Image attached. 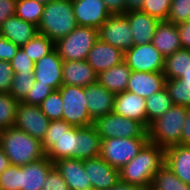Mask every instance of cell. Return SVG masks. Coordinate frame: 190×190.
<instances>
[{
    "label": "cell",
    "mask_w": 190,
    "mask_h": 190,
    "mask_svg": "<svg viewBox=\"0 0 190 190\" xmlns=\"http://www.w3.org/2000/svg\"><path fill=\"white\" fill-rule=\"evenodd\" d=\"M164 162L165 149L148 141L129 163L119 169L120 181L149 190L154 174Z\"/></svg>",
    "instance_id": "6da1fadb"
},
{
    "label": "cell",
    "mask_w": 190,
    "mask_h": 190,
    "mask_svg": "<svg viewBox=\"0 0 190 190\" xmlns=\"http://www.w3.org/2000/svg\"><path fill=\"white\" fill-rule=\"evenodd\" d=\"M0 148L11 165L22 166L43 158L42 142L17 127L0 131Z\"/></svg>",
    "instance_id": "7a4b0ae2"
},
{
    "label": "cell",
    "mask_w": 190,
    "mask_h": 190,
    "mask_svg": "<svg viewBox=\"0 0 190 190\" xmlns=\"http://www.w3.org/2000/svg\"><path fill=\"white\" fill-rule=\"evenodd\" d=\"M72 0H52L45 4L38 33L47 36L54 43L75 29Z\"/></svg>",
    "instance_id": "3957f363"
},
{
    "label": "cell",
    "mask_w": 190,
    "mask_h": 190,
    "mask_svg": "<svg viewBox=\"0 0 190 190\" xmlns=\"http://www.w3.org/2000/svg\"><path fill=\"white\" fill-rule=\"evenodd\" d=\"M77 127L61 120L50 121L42 149L53 163L63 158H76Z\"/></svg>",
    "instance_id": "277c9868"
},
{
    "label": "cell",
    "mask_w": 190,
    "mask_h": 190,
    "mask_svg": "<svg viewBox=\"0 0 190 190\" xmlns=\"http://www.w3.org/2000/svg\"><path fill=\"white\" fill-rule=\"evenodd\" d=\"M188 107L174 105L149 124L148 140L164 149L179 145Z\"/></svg>",
    "instance_id": "5b68a950"
},
{
    "label": "cell",
    "mask_w": 190,
    "mask_h": 190,
    "mask_svg": "<svg viewBox=\"0 0 190 190\" xmlns=\"http://www.w3.org/2000/svg\"><path fill=\"white\" fill-rule=\"evenodd\" d=\"M99 39V29L77 25L67 36L54 43V49L63 61L86 60Z\"/></svg>",
    "instance_id": "8992f818"
},
{
    "label": "cell",
    "mask_w": 190,
    "mask_h": 190,
    "mask_svg": "<svg viewBox=\"0 0 190 190\" xmlns=\"http://www.w3.org/2000/svg\"><path fill=\"white\" fill-rule=\"evenodd\" d=\"M93 125L102 139H148V129L141 122L125 118L114 112L98 117L94 120Z\"/></svg>",
    "instance_id": "52a82bcc"
},
{
    "label": "cell",
    "mask_w": 190,
    "mask_h": 190,
    "mask_svg": "<svg viewBox=\"0 0 190 190\" xmlns=\"http://www.w3.org/2000/svg\"><path fill=\"white\" fill-rule=\"evenodd\" d=\"M58 91L63 101V120L74 127L93 125L89 115L84 87L76 85H62Z\"/></svg>",
    "instance_id": "ba28073f"
},
{
    "label": "cell",
    "mask_w": 190,
    "mask_h": 190,
    "mask_svg": "<svg viewBox=\"0 0 190 190\" xmlns=\"http://www.w3.org/2000/svg\"><path fill=\"white\" fill-rule=\"evenodd\" d=\"M148 141V139L138 138L102 139L100 157L112 167L121 169L138 154Z\"/></svg>",
    "instance_id": "9c48e42d"
},
{
    "label": "cell",
    "mask_w": 190,
    "mask_h": 190,
    "mask_svg": "<svg viewBox=\"0 0 190 190\" xmlns=\"http://www.w3.org/2000/svg\"><path fill=\"white\" fill-rule=\"evenodd\" d=\"M99 39L123 53L134 46L131 28L124 14L111 15L99 28Z\"/></svg>",
    "instance_id": "30bf717a"
},
{
    "label": "cell",
    "mask_w": 190,
    "mask_h": 190,
    "mask_svg": "<svg viewBox=\"0 0 190 190\" xmlns=\"http://www.w3.org/2000/svg\"><path fill=\"white\" fill-rule=\"evenodd\" d=\"M49 123L50 120L43 114L39 105L18 102L14 127L23 130L42 142L46 136Z\"/></svg>",
    "instance_id": "8fae6325"
},
{
    "label": "cell",
    "mask_w": 190,
    "mask_h": 190,
    "mask_svg": "<svg viewBox=\"0 0 190 190\" xmlns=\"http://www.w3.org/2000/svg\"><path fill=\"white\" fill-rule=\"evenodd\" d=\"M124 61L132 71L163 72L164 57L152 43L134 45L124 53Z\"/></svg>",
    "instance_id": "7c38bea8"
},
{
    "label": "cell",
    "mask_w": 190,
    "mask_h": 190,
    "mask_svg": "<svg viewBox=\"0 0 190 190\" xmlns=\"http://www.w3.org/2000/svg\"><path fill=\"white\" fill-rule=\"evenodd\" d=\"M72 6L79 26L99 29L111 16L103 0H73Z\"/></svg>",
    "instance_id": "4fadbf2b"
},
{
    "label": "cell",
    "mask_w": 190,
    "mask_h": 190,
    "mask_svg": "<svg viewBox=\"0 0 190 190\" xmlns=\"http://www.w3.org/2000/svg\"><path fill=\"white\" fill-rule=\"evenodd\" d=\"M84 169L93 190H107L120 181L119 169L112 167L100 156L84 160Z\"/></svg>",
    "instance_id": "5bb4252c"
},
{
    "label": "cell",
    "mask_w": 190,
    "mask_h": 190,
    "mask_svg": "<svg viewBox=\"0 0 190 190\" xmlns=\"http://www.w3.org/2000/svg\"><path fill=\"white\" fill-rule=\"evenodd\" d=\"M62 66L63 60L54 49L35 63V82L50 85L54 90H58L63 85Z\"/></svg>",
    "instance_id": "9a60e30c"
},
{
    "label": "cell",
    "mask_w": 190,
    "mask_h": 190,
    "mask_svg": "<svg viewBox=\"0 0 190 190\" xmlns=\"http://www.w3.org/2000/svg\"><path fill=\"white\" fill-rule=\"evenodd\" d=\"M86 61L99 75L124 61V53L117 47L98 39L88 53Z\"/></svg>",
    "instance_id": "2e32d148"
},
{
    "label": "cell",
    "mask_w": 190,
    "mask_h": 190,
    "mask_svg": "<svg viewBox=\"0 0 190 190\" xmlns=\"http://www.w3.org/2000/svg\"><path fill=\"white\" fill-rule=\"evenodd\" d=\"M84 94L87 109L93 121L113 112L115 94L103 87L98 81L84 87Z\"/></svg>",
    "instance_id": "e0dca14e"
},
{
    "label": "cell",
    "mask_w": 190,
    "mask_h": 190,
    "mask_svg": "<svg viewBox=\"0 0 190 190\" xmlns=\"http://www.w3.org/2000/svg\"><path fill=\"white\" fill-rule=\"evenodd\" d=\"M54 166L60 172L70 190H93L84 169V160L63 158L54 162Z\"/></svg>",
    "instance_id": "ac0fdd59"
},
{
    "label": "cell",
    "mask_w": 190,
    "mask_h": 190,
    "mask_svg": "<svg viewBox=\"0 0 190 190\" xmlns=\"http://www.w3.org/2000/svg\"><path fill=\"white\" fill-rule=\"evenodd\" d=\"M54 163L46 157L20 166V190H42L48 172Z\"/></svg>",
    "instance_id": "d6986e66"
},
{
    "label": "cell",
    "mask_w": 190,
    "mask_h": 190,
    "mask_svg": "<svg viewBox=\"0 0 190 190\" xmlns=\"http://www.w3.org/2000/svg\"><path fill=\"white\" fill-rule=\"evenodd\" d=\"M124 15L128 19L134 45L151 43L160 20L141 10L127 11Z\"/></svg>",
    "instance_id": "ffe728a7"
},
{
    "label": "cell",
    "mask_w": 190,
    "mask_h": 190,
    "mask_svg": "<svg viewBox=\"0 0 190 190\" xmlns=\"http://www.w3.org/2000/svg\"><path fill=\"white\" fill-rule=\"evenodd\" d=\"M166 77L162 72L132 71L127 91L147 99L165 87Z\"/></svg>",
    "instance_id": "44dd1931"
},
{
    "label": "cell",
    "mask_w": 190,
    "mask_h": 190,
    "mask_svg": "<svg viewBox=\"0 0 190 190\" xmlns=\"http://www.w3.org/2000/svg\"><path fill=\"white\" fill-rule=\"evenodd\" d=\"M113 112L141 122L146 127V102L143 97L125 90L115 95Z\"/></svg>",
    "instance_id": "7402d4cb"
},
{
    "label": "cell",
    "mask_w": 190,
    "mask_h": 190,
    "mask_svg": "<svg viewBox=\"0 0 190 190\" xmlns=\"http://www.w3.org/2000/svg\"><path fill=\"white\" fill-rule=\"evenodd\" d=\"M38 33L35 24L13 15L0 25V36L7 38L19 47L25 45Z\"/></svg>",
    "instance_id": "603a6c76"
},
{
    "label": "cell",
    "mask_w": 190,
    "mask_h": 190,
    "mask_svg": "<svg viewBox=\"0 0 190 190\" xmlns=\"http://www.w3.org/2000/svg\"><path fill=\"white\" fill-rule=\"evenodd\" d=\"M63 85L86 87L97 82V74L86 60L63 61Z\"/></svg>",
    "instance_id": "cb8c5ba5"
},
{
    "label": "cell",
    "mask_w": 190,
    "mask_h": 190,
    "mask_svg": "<svg viewBox=\"0 0 190 190\" xmlns=\"http://www.w3.org/2000/svg\"><path fill=\"white\" fill-rule=\"evenodd\" d=\"M151 43L164 58L182 49L177 26L169 21H160Z\"/></svg>",
    "instance_id": "d4e9b609"
},
{
    "label": "cell",
    "mask_w": 190,
    "mask_h": 190,
    "mask_svg": "<svg viewBox=\"0 0 190 190\" xmlns=\"http://www.w3.org/2000/svg\"><path fill=\"white\" fill-rule=\"evenodd\" d=\"M164 164L181 181L190 185V146L174 145L166 148Z\"/></svg>",
    "instance_id": "484cf974"
},
{
    "label": "cell",
    "mask_w": 190,
    "mask_h": 190,
    "mask_svg": "<svg viewBox=\"0 0 190 190\" xmlns=\"http://www.w3.org/2000/svg\"><path fill=\"white\" fill-rule=\"evenodd\" d=\"M76 159L86 160L100 156L102 138L94 125L77 127Z\"/></svg>",
    "instance_id": "4316f807"
},
{
    "label": "cell",
    "mask_w": 190,
    "mask_h": 190,
    "mask_svg": "<svg viewBox=\"0 0 190 190\" xmlns=\"http://www.w3.org/2000/svg\"><path fill=\"white\" fill-rule=\"evenodd\" d=\"M132 70L125 61L101 72L97 81L113 94H119L127 89Z\"/></svg>",
    "instance_id": "83f0119b"
},
{
    "label": "cell",
    "mask_w": 190,
    "mask_h": 190,
    "mask_svg": "<svg viewBox=\"0 0 190 190\" xmlns=\"http://www.w3.org/2000/svg\"><path fill=\"white\" fill-rule=\"evenodd\" d=\"M146 102V128L158 117L164 115L171 107L174 106L171 97L168 95L165 87L154 93Z\"/></svg>",
    "instance_id": "f1b7e54d"
},
{
    "label": "cell",
    "mask_w": 190,
    "mask_h": 190,
    "mask_svg": "<svg viewBox=\"0 0 190 190\" xmlns=\"http://www.w3.org/2000/svg\"><path fill=\"white\" fill-rule=\"evenodd\" d=\"M190 64V49L182 48L164 58L163 74L166 79H179Z\"/></svg>",
    "instance_id": "f546056e"
},
{
    "label": "cell",
    "mask_w": 190,
    "mask_h": 190,
    "mask_svg": "<svg viewBox=\"0 0 190 190\" xmlns=\"http://www.w3.org/2000/svg\"><path fill=\"white\" fill-rule=\"evenodd\" d=\"M149 190H190L165 164L154 174Z\"/></svg>",
    "instance_id": "4dcf8cb0"
},
{
    "label": "cell",
    "mask_w": 190,
    "mask_h": 190,
    "mask_svg": "<svg viewBox=\"0 0 190 190\" xmlns=\"http://www.w3.org/2000/svg\"><path fill=\"white\" fill-rule=\"evenodd\" d=\"M21 48L36 63L43 56L48 55L54 50V42L47 36L37 33L30 41L21 46Z\"/></svg>",
    "instance_id": "1f68e13d"
},
{
    "label": "cell",
    "mask_w": 190,
    "mask_h": 190,
    "mask_svg": "<svg viewBox=\"0 0 190 190\" xmlns=\"http://www.w3.org/2000/svg\"><path fill=\"white\" fill-rule=\"evenodd\" d=\"M165 89L174 105L190 108V82L179 79H166Z\"/></svg>",
    "instance_id": "d6a6232c"
},
{
    "label": "cell",
    "mask_w": 190,
    "mask_h": 190,
    "mask_svg": "<svg viewBox=\"0 0 190 190\" xmlns=\"http://www.w3.org/2000/svg\"><path fill=\"white\" fill-rule=\"evenodd\" d=\"M44 6V4L35 0H17L15 15L38 26L43 15Z\"/></svg>",
    "instance_id": "836d02e7"
},
{
    "label": "cell",
    "mask_w": 190,
    "mask_h": 190,
    "mask_svg": "<svg viewBox=\"0 0 190 190\" xmlns=\"http://www.w3.org/2000/svg\"><path fill=\"white\" fill-rule=\"evenodd\" d=\"M34 84V73H14L9 94L18 102H22Z\"/></svg>",
    "instance_id": "e575fe53"
},
{
    "label": "cell",
    "mask_w": 190,
    "mask_h": 190,
    "mask_svg": "<svg viewBox=\"0 0 190 190\" xmlns=\"http://www.w3.org/2000/svg\"><path fill=\"white\" fill-rule=\"evenodd\" d=\"M18 101L9 93H0V131L14 125Z\"/></svg>",
    "instance_id": "d590c367"
},
{
    "label": "cell",
    "mask_w": 190,
    "mask_h": 190,
    "mask_svg": "<svg viewBox=\"0 0 190 190\" xmlns=\"http://www.w3.org/2000/svg\"><path fill=\"white\" fill-rule=\"evenodd\" d=\"M63 104L60 92L54 90L39 106L43 114L53 121L63 119Z\"/></svg>",
    "instance_id": "8d00e7d4"
},
{
    "label": "cell",
    "mask_w": 190,
    "mask_h": 190,
    "mask_svg": "<svg viewBox=\"0 0 190 190\" xmlns=\"http://www.w3.org/2000/svg\"><path fill=\"white\" fill-rule=\"evenodd\" d=\"M172 0H144L141 11L160 21H167Z\"/></svg>",
    "instance_id": "74e56055"
},
{
    "label": "cell",
    "mask_w": 190,
    "mask_h": 190,
    "mask_svg": "<svg viewBox=\"0 0 190 190\" xmlns=\"http://www.w3.org/2000/svg\"><path fill=\"white\" fill-rule=\"evenodd\" d=\"M167 21L175 25L190 21V0H172Z\"/></svg>",
    "instance_id": "f35d334b"
},
{
    "label": "cell",
    "mask_w": 190,
    "mask_h": 190,
    "mask_svg": "<svg viewBox=\"0 0 190 190\" xmlns=\"http://www.w3.org/2000/svg\"><path fill=\"white\" fill-rule=\"evenodd\" d=\"M0 190H20V166L10 165L0 174Z\"/></svg>",
    "instance_id": "ab89813d"
},
{
    "label": "cell",
    "mask_w": 190,
    "mask_h": 190,
    "mask_svg": "<svg viewBox=\"0 0 190 190\" xmlns=\"http://www.w3.org/2000/svg\"><path fill=\"white\" fill-rule=\"evenodd\" d=\"M53 91L54 89L50 85L35 82L22 102L28 105H40Z\"/></svg>",
    "instance_id": "60d3db41"
},
{
    "label": "cell",
    "mask_w": 190,
    "mask_h": 190,
    "mask_svg": "<svg viewBox=\"0 0 190 190\" xmlns=\"http://www.w3.org/2000/svg\"><path fill=\"white\" fill-rule=\"evenodd\" d=\"M10 64L14 73H34L35 62L27 56L21 47L10 61Z\"/></svg>",
    "instance_id": "b9f144b4"
},
{
    "label": "cell",
    "mask_w": 190,
    "mask_h": 190,
    "mask_svg": "<svg viewBox=\"0 0 190 190\" xmlns=\"http://www.w3.org/2000/svg\"><path fill=\"white\" fill-rule=\"evenodd\" d=\"M42 190H70L60 172L54 166L47 174Z\"/></svg>",
    "instance_id": "7bdbcfd3"
},
{
    "label": "cell",
    "mask_w": 190,
    "mask_h": 190,
    "mask_svg": "<svg viewBox=\"0 0 190 190\" xmlns=\"http://www.w3.org/2000/svg\"><path fill=\"white\" fill-rule=\"evenodd\" d=\"M14 78L10 62L0 60V93H9Z\"/></svg>",
    "instance_id": "ee69618b"
},
{
    "label": "cell",
    "mask_w": 190,
    "mask_h": 190,
    "mask_svg": "<svg viewBox=\"0 0 190 190\" xmlns=\"http://www.w3.org/2000/svg\"><path fill=\"white\" fill-rule=\"evenodd\" d=\"M20 47L0 36V60L10 62Z\"/></svg>",
    "instance_id": "f6af8a7d"
},
{
    "label": "cell",
    "mask_w": 190,
    "mask_h": 190,
    "mask_svg": "<svg viewBox=\"0 0 190 190\" xmlns=\"http://www.w3.org/2000/svg\"><path fill=\"white\" fill-rule=\"evenodd\" d=\"M17 0H0V25L15 15Z\"/></svg>",
    "instance_id": "bcb514c9"
},
{
    "label": "cell",
    "mask_w": 190,
    "mask_h": 190,
    "mask_svg": "<svg viewBox=\"0 0 190 190\" xmlns=\"http://www.w3.org/2000/svg\"><path fill=\"white\" fill-rule=\"evenodd\" d=\"M180 35L182 48L190 49V21L176 25Z\"/></svg>",
    "instance_id": "7dc6e473"
},
{
    "label": "cell",
    "mask_w": 190,
    "mask_h": 190,
    "mask_svg": "<svg viewBox=\"0 0 190 190\" xmlns=\"http://www.w3.org/2000/svg\"><path fill=\"white\" fill-rule=\"evenodd\" d=\"M111 15L126 13V0H103Z\"/></svg>",
    "instance_id": "c3c4849f"
},
{
    "label": "cell",
    "mask_w": 190,
    "mask_h": 190,
    "mask_svg": "<svg viewBox=\"0 0 190 190\" xmlns=\"http://www.w3.org/2000/svg\"><path fill=\"white\" fill-rule=\"evenodd\" d=\"M179 145L190 146V108L186 114V121L181 133V141Z\"/></svg>",
    "instance_id": "681fc988"
},
{
    "label": "cell",
    "mask_w": 190,
    "mask_h": 190,
    "mask_svg": "<svg viewBox=\"0 0 190 190\" xmlns=\"http://www.w3.org/2000/svg\"><path fill=\"white\" fill-rule=\"evenodd\" d=\"M107 190H146V189L134 184H128V183L119 181L115 186H112L111 188Z\"/></svg>",
    "instance_id": "f907efd6"
},
{
    "label": "cell",
    "mask_w": 190,
    "mask_h": 190,
    "mask_svg": "<svg viewBox=\"0 0 190 190\" xmlns=\"http://www.w3.org/2000/svg\"><path fill=\"white\" fill-rule=\"evenodd\" d=\"M144 0H126V12L127 11H138L141 10Z\"/></svg>",
    "instance_id": "816d5d0a"
},
{
    "label": "cell",
    "mask_w": 190,
    "mask_h": 190,
    "mask_svg": "<svg viewBox=\"0 0 190 190\" xmlns=\"http://www.w3.org/2000/svg\"><path fill=\"white\" fill-rule=\"evenodd\" d=\"M11 165L10 160L0 148V174L5 171Z\"/></svg>",
    "instance_id": "f5cc1de1"
},
{
    "label": "cell",
    "mask_w": 190,
    "mask_h": 190,
    "mask_svg": "<svg viewBox=\"0 0 190 190\" xmlns=\"http://www.w3.org/2000/svg\"><path fill=\"white\" fill-rule=\"evenodd\" d=\"M179 80H185V82H190V64L186 72L182 75L181 78H179Z\"/></svg>",
    "instance_id": "db71d44e"
},
{
    "label": "cell",
    "mask_w": 190,
    "mask_h": 190,
    "mask_svg": "<svg viewBox=\"0 0 190 190\" xmlns=\"http://www.w3.org/2000/svg\"><path fill=\"white\" fill-rule=\"evenodd\" d=\"M35 1L40 2V3L45 5V4L49 3L52 0H35Z\"/></svg>",
    "instance_id": "11a10c76"
}]
</instances>
